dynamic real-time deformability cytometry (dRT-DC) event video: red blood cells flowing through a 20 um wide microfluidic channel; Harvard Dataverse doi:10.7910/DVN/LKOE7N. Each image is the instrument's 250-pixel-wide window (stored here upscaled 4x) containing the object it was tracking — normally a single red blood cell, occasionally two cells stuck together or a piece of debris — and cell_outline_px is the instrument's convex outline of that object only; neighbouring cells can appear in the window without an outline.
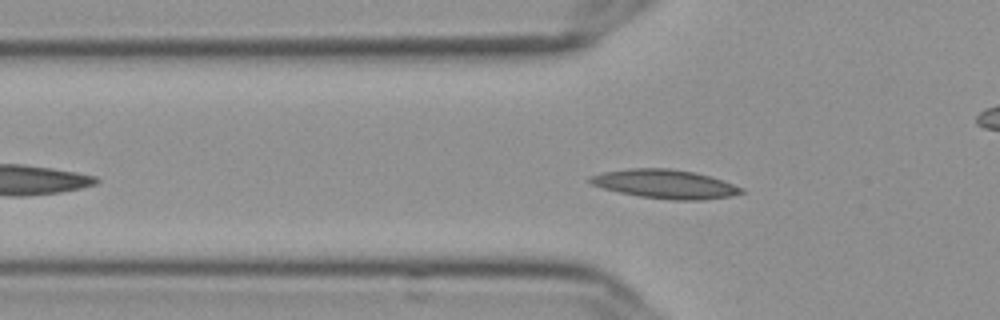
{"species": "Egyptian fruit bat (a non-hibernating species)", "species_latin": "Rousettus aegyptiacus", "temperature_condition": "cold", "stored_images_in_passage": 28, "camera_frame_rate_fps": 3000, "um_per_image_px": 0.085, "frame": {"image": 1, "passage_image": 2, "time_ms": 0.333, "image_size_px": [1000, 320], "cell_outline_px": [[744, 192], [732, 196], [700, 200], [672, 200], [640, 196], [620, 192], [604, 188], [592, 184], [588, 180], [588, 176], [604, 172], [628, 168], [668, 168], [692, 172], [708, 176], [744, 188]], "centroid_in_image_um": [56.51, 15.64], "position_along_channel_um": 69.3, "area_um2": 25.14}}
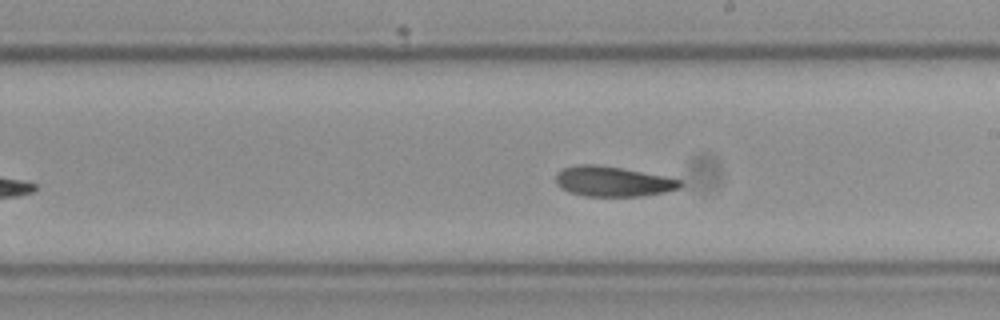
{"frame": {"image": 2, "passage_image": 16, "time_ms": 5.0, "image_size_px": [1000, 320], "cell_outline_px": [[684, 184], [680, 188], [664, 192], [640, 196], [584, 196], [568, 192], [560, 188], [556, 184], [556, 172], [564, 168], [576, 164], [596, 164], [624, 168], [664, 176], [680, 180]], "centroid_in_image_um": [52.06, 15.42], "position_along_channel_um": 236.9, "area_um2": 22.02}}
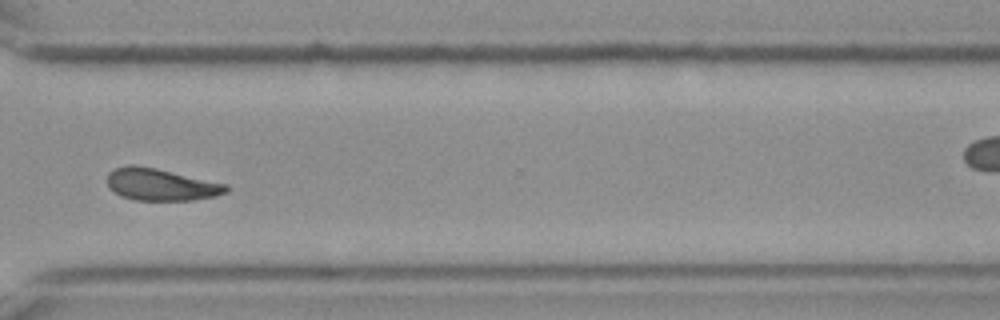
{"frame": {"image": 3, "passage_image": 26, "time_ms": 8.333, "image_size_px": [1000, 320], "cell_outline_px": [[228, 192], [216, 196], [192, 200], [132, 200], [120, 196], [108, 188], [108, 172], [116, 168], [128, 164], [132, 164], [156, 168], [228, 184]], "centroid_in_image_um": [13.67, 15.69], "position_along_channel_um": 356.9, "area_um2": 22.37}, "authors_computed_cell_mechanics": {"area_um2": 22.4553, "velocity_mm_per_s": 3.6045, "shape_relaxation_time_tau1_ms": 7.5946, "shape_relaxation_time_tau2_ms": 4.1373, "deformation_change_tau1": 0.1668, "deformation_change_tau2": 0.0967}}